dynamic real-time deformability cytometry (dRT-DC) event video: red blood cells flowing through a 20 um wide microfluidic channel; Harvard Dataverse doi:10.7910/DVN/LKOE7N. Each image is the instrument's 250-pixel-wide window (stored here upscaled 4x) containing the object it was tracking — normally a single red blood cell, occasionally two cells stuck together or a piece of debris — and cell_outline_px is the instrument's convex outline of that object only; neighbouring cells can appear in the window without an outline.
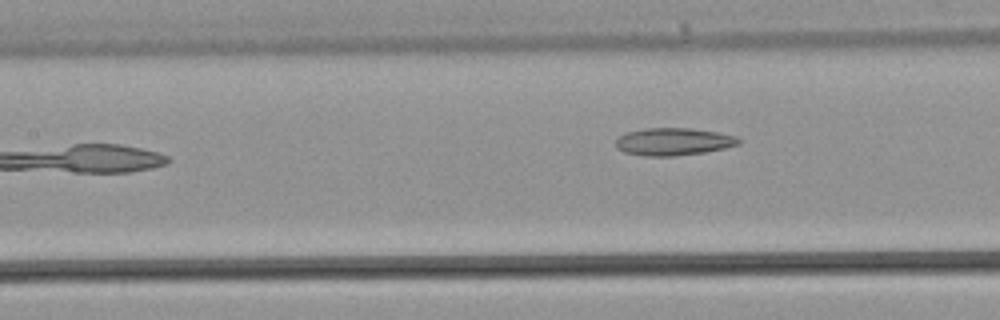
{"species": "common noctule bat (a hibernating species)", "species_latin": "Nyctalus noctula", "temperature_condition": "warm", "stored_images_in_passage": 17, "segment_of_instrument_passage": [2, 2], "camera_frame_rate_fps": 3000, "um_per_image_px": 0.085, "animal": {"sex": "male", "body_mass_g": 21.5, "forearm_length_mm": 52.0}, "frame": {"image": 1, "passage_image": 17, "time_ms": 5.333, "image_size_px": [1000, 320], "cell_outline_px": [[744, 140], [740, 144], [724, 148], [704, 152], [676, 156], [644, 156], [624, 152], [616, 148], [616, 140], [620, 136], [628, 132], [644, 128], [688, 128], [716, 132], [736, 136]], "centroid_in_image_um": [57.26, 12.04], "position_along_channel_um": 150.1, "area_um2": 19.71}}